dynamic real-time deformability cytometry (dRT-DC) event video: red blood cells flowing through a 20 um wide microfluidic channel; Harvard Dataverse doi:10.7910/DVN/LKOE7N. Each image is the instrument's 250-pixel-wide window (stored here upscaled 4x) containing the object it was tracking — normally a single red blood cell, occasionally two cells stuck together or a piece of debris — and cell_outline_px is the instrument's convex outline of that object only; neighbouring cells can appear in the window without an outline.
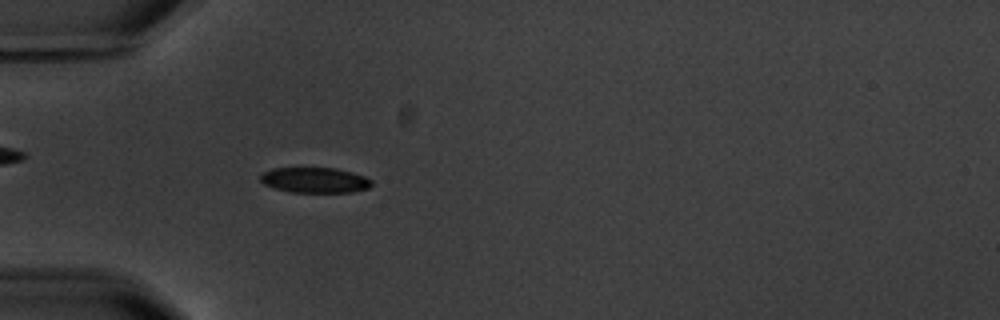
{"species": "common noctule bat (a hibernating species)", "species_latin": "Nyctalus noctula", "temperature_condition": "warm", "stored_images_in_passage": 4, "camera_frame_rate_fps": 3000, "um_per_image_px": 0.085, "animal": {"sex": "male", "body_mass_g": 20.1, "forearm_length_mm": 53.5}, "frame": {"image": 1, "passage_image": 4, "time_ms": 3.333, "image_size_px": [1000, 320], "cell_outline_px": [[372, 184], [368, 188], [352, 192], [288, 192], [264, 184], [260, 180], [260, 176], [264, 172], [272, 168], [336, 168], [364, 176], [372, 180]], "centroid_in_image_um": [26.75, 15.31], "position_along_channel_um": 58.2, "area_um2": 16.36}}